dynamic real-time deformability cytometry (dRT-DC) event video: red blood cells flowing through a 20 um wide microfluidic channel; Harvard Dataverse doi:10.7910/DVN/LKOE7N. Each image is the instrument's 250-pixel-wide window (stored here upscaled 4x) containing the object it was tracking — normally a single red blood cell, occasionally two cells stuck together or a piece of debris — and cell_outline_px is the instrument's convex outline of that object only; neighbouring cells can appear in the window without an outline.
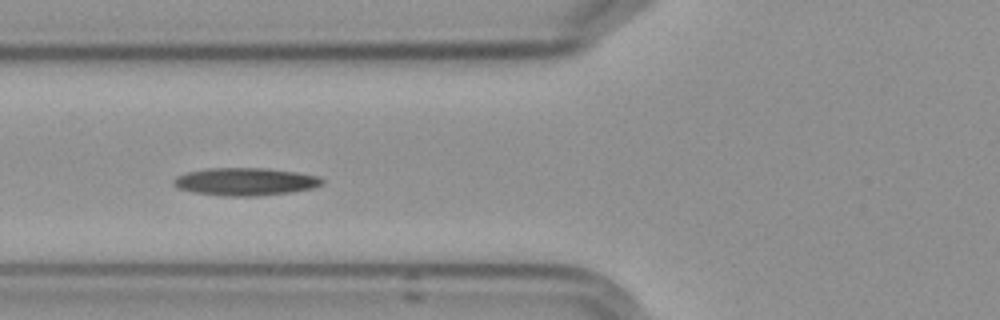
{"species": "Egyptian fruit bat (a non-hibernating species)", "species_latin": "Rousettus aegyptiacus", "temperature_condition": "cold", "stored_images_in_passage": 40, "camera_frame_rate_fps": 3000, "um_per_image_px": 0.085, "frame": {"image": 1, "passage_image": 7, "time_ms": 2.0, "image_size_px": [1000, 320], "cell_outline_px": [[324, 184], [312, 188], [292, 192], [256, 196], [224, 196], [192, 192], [176, 188], [172, 184], [172, 180], [176, 176], [188, 172], [208, 168], [268, 168], [296, 172], [320, 176], [324, 180]], "centroid_in_image_um": [20.84, 15.44], "position_along_channel_um": 105.0, "area_um2": 24.22}}
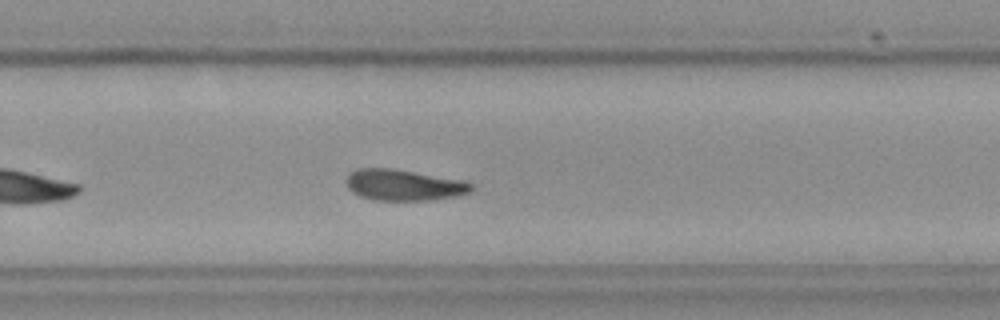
{"frame": {"image": 2, "passage_image": 23, "time_ms": 7.333, "image_size_px": [1000, 320], "cell_outline_px": [[472, 192], [456, 196], [432, 200], [372, 200], [360, 196], [352, 192], [348, 188], [344, 180], [356, 168], [392, 168], [460, 180], [472, 184]], "centroid_in_image_um": [34.27, 15.73], "position_along_channel_um": 295.5, "area_um2": 22.6}}
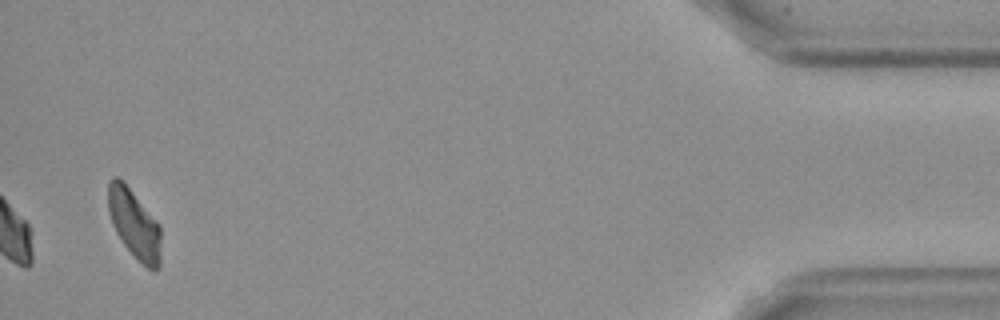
{"frame": {"image": 3, "passage_image": 40, "time_ms": 13.0, "image_size_px": [1000, 320], "cell_outline_px": [[160, 268], [156, 272], [152, 272], [124, 244], [116, 232], [112, 224], [108, 208], [108, 180], [112, 176], [116, 176], [128, 188], [160, 224]], "centroid_in_image_um": [11.42, 19.06], "position_along_channel_um": 423.8, "area_um2": 20.81}, "authors_computed_cell_mechanics": {"area_um2": 22.7732, "velocity_mm_per_s": 3.5691, "shape_relaxation_time_tau1_ms": null, "shape_relaxation_time_tau2_ms": 7.2411, "deformation_change_tau1": null, "deformation_change_tau2": 0.1374}}